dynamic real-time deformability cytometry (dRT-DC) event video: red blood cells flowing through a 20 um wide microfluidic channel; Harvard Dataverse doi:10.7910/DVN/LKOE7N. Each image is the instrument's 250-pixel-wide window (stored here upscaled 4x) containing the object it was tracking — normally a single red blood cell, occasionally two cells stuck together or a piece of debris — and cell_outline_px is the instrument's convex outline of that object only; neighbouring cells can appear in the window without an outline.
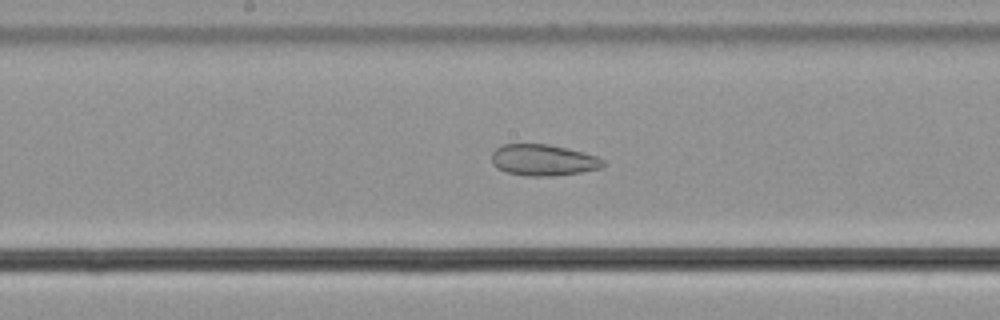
{"species": "common noctule bat (a hibernating species)", "species_latin": "Nyctalus noctula", "temperature_condition": "cold", "stored_images_in_passage": 42, "camera_frame_rate_fps": 3000, "um_per_image_px": 0.085, "animal": {"sex": "male", "body_mass_g": 21.5, "forearm_length_mm": 52.0}, "frame": {"image": 1, "passage_image": 23, "time_ms": 7.333, "image_size_px": [1000, 320], "cell_outline_px": [[604, 164], [600, 168], [580, 172], [552, 176], [528, 176], [508, 172], [496, 168], [492, 164], [492, 152], [500, 144], [548, 144], [596, 156], [604, 160]], "centroid_in_image_um": [46.12, 13.6], "position_along_channel_um": 202.1, "area_um2": 20.11}}
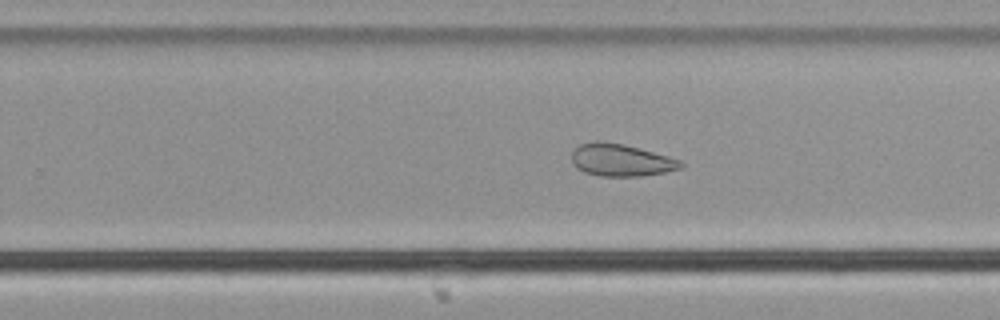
{"frame": {"image": 2, "passage_image": 29, "time_ms": 9.333, "image_size_px": [1000, 320], "cell_outline_px": [[684, 164], [680, 168], [664, 172], [644, 176], [600, 176], [584, 172], [576, 168], [572, 164], [572, 152], [580, 144], [596, 140], [600, 140], [624, 144], [668, 156], [680, 160]], "centroid_in_image_um": [52.75, 13.6], "position_along_channel_um": 277.1, "area_um2": 20.58}}
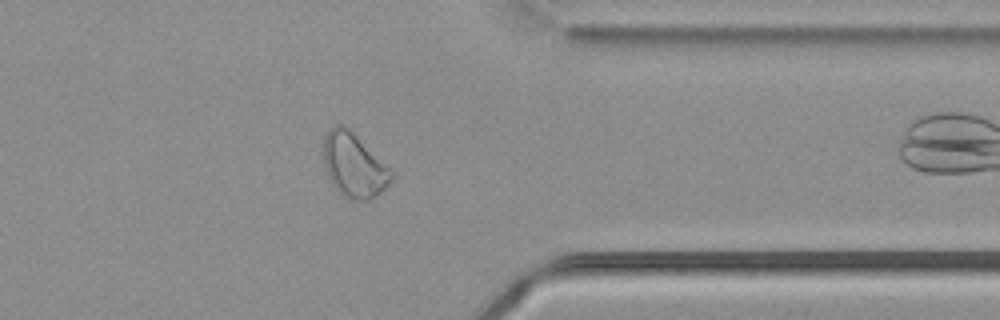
{"frame": {"image": 3, "passage_image": 38, "time_ms": 12.333, "image_size_px": [1000, 320], "cell_outline_px": [[396, 176], [372, 200], [348, 200], [336, 188], [328, 176], [320, 152], [324, 136], [328, 128], [332, 124], [344, 124], [396, 172]], "centroid_in_image_um": [30.07, 14.01], "position_along_channel_um": 381.3, "area_um2": 26.13}, "authors_computed_cell_mechanics": {"area_um2": 23.5535, "velocity_mm_per_s": 3.7567, "shape_relaxation_time_tau1_ms": null, "shape_relaxation_time_tau2_ms": 2.9699, "deformation_change_tau1": null, "deformation_change_tau2": 0.0898}}